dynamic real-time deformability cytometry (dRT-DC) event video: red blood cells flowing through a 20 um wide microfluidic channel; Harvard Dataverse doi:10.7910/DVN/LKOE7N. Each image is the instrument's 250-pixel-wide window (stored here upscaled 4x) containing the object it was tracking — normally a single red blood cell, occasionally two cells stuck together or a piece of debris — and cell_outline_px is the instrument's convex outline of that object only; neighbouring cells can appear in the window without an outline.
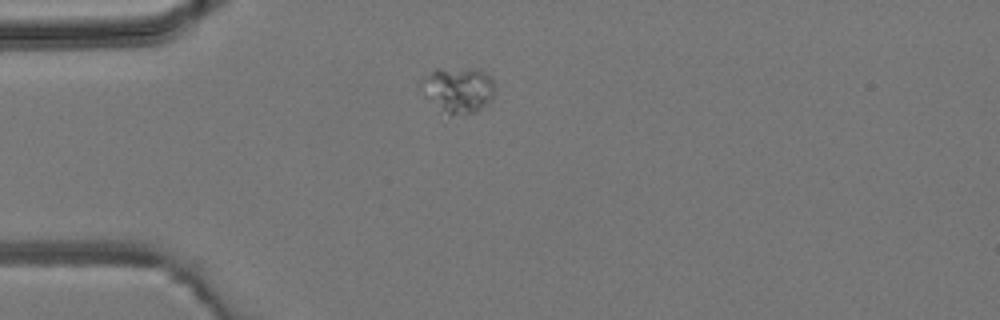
{"species": "common noctule bat (a hibernating species)", "species_latin": "Nyctalus noctula", "temperature_condition": "room temperature", "stored_images_in_passage": 1, "camera_frame_rate_fps": 3000, "um_per_image_px": 0.085, "animal": {"sex": "male", "body_mass_g": 19.2, "forearm_length_mm": 51.8}, "frame": {"image": 1, "passage_image": 1, "time_ms": 0.0, "image_size_px": [1000, 320], "cell_outline_px": [[496, 88], [492, 100], [488, 104], [476, 112], [448, 112], [428, 100], [424, 96], [420, 88], [420, 76], [436, 68], [480, 68], [492, 76]], "centroid_in_image_um": [38.96, 7.54], "position_along_channel_um": 46.0, "area_um2": 19.94}}